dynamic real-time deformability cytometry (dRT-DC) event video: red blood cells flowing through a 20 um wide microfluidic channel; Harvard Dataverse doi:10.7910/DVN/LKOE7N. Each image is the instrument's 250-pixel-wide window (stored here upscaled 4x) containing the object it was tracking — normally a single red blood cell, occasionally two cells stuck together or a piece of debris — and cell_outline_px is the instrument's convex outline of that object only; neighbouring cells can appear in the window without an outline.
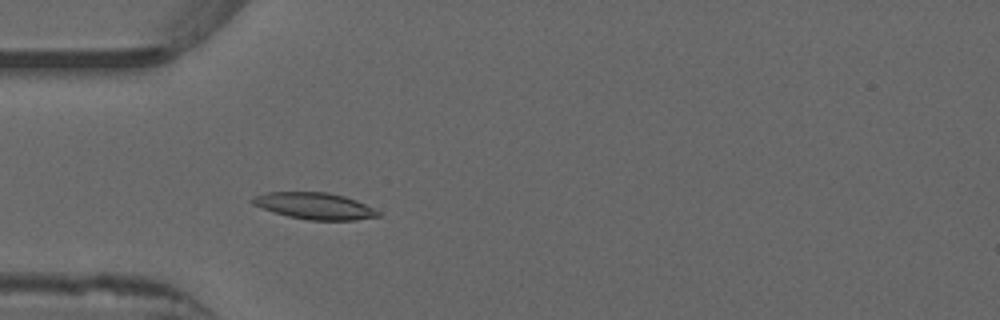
{"species": "common noctule bat (a hibernating species)", "species_latin": "Nyctalus noctula", "temperature_condition": "warm", "stored_images_in_passage": 50, "camera_frame_rate_fps": 3000, "um_per_image_px": 0.085, "animal": {"sex": "male", "forearm_length_mm": 52.5}, "frame": {"image": 1, "passage_image": 13, "time_ms": 4.0, "image_size_px": [1000, 320], "cell_outline_px": [[380, 216], [356, 220], [308, 220], [288, 216], [272, 212], [252, 204], [248, 200], [252, 196], [268, 192], [328, 192], [344, 196], [356, 200], [380, 212]], "centroid_in_image_um": [26.69, 17.5], "position_along_channel_um": 58.3, "area_um2": 19.54}}
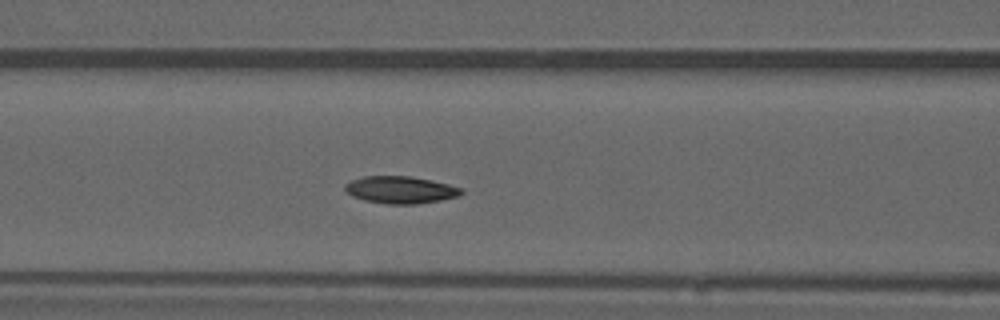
{"frame": {"image": 2, "passage_image": 19, "time_ms": 6.0, "image_size_px": [1000, 320], "cell_outline_px": [[464, 192], [460, 196], [440, 200], [416, 204], [388, 204], [364, 200], [352, 196], [344, 192], [344, 184], [352, 180], [364, 176], [412, 176], [448, 184], [464, 188]], "centroid_in_image_um": [34.04, 16.13], "position_along_channel_um": 132.6, "area_um2": 18.61}}
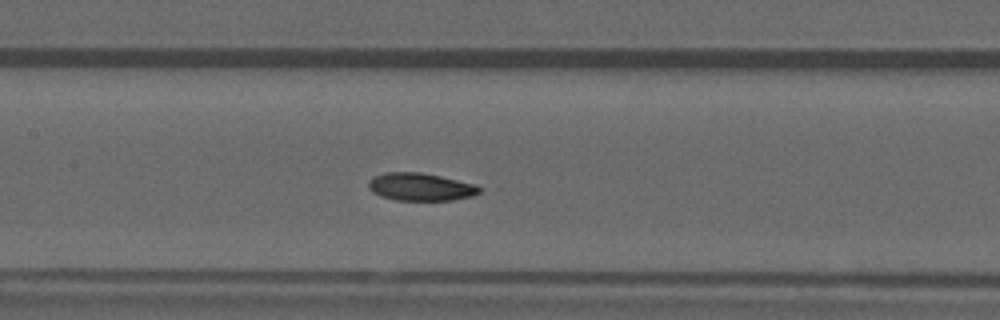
{"frame": {"image": 3, "passage_image": 22, "time_ms": 7.0, "image_size_px": [1000, 320], "cell_outline_px": [[480, 192], [472, 196], [452, 200], [396, 200], [380, 196], [372, 192], [368, 188], [368, 180], [384, 172], [420, 172], [440, 176], [476, 184], [480, 188]], "centroid_in_image_um": [35.72, 15.88], "position_along_channel_um": 171.7, "area_um2": 17.92}, "authors_computed_cell_mechanics": {"area_um2": 18.207, "velocity_mm_per_s": 3.9031, "shape_relaxation_time_tau1_ms": 5.1281, "shape_relaxation_time_tau2_ms": 5.9406, "deformation_change_tau1": 0.1594, "deformation_change_tau2": 0.1014}}